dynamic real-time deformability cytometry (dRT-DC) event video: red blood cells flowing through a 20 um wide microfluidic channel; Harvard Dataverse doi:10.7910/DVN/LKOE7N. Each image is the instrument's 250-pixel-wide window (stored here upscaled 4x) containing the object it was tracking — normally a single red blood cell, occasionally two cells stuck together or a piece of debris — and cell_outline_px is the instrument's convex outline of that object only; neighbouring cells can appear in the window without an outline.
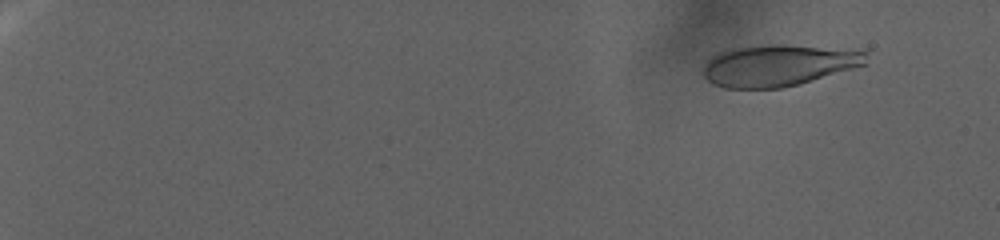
{"species": "human", "species_latin": "Homo sapiens", "temperature_condition": "warm", "stored_images_in_passage": 114, "camera_frame_rate_fps": 3000, "um_per_image_px": 0.085, "donor": {"sex": "female"}, "frame": {"image": 1, "passage_image": 12, "time_ms": 3.667, "image_size_px": [1000, 240], "cell_outline_px": [[868, 64], [800, 84], [780, 88], [724, 88], [712, 84], [704, 76], [704, 64], [712, 56], [728, 48], [764, 44], [784, 44], [868, 48]], "centroid_in_image_um": [66.3, 5.51], "position_along_channel_um": 18.7, "area_um2": 40.75}}
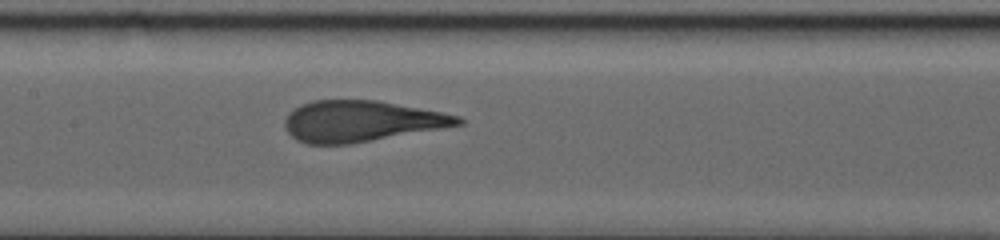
{"frame": {"image": 2, "passage_image": 66, "time_ms": 21.667, "image_size_px": [1000, 240], "cell_outline_px": [[464, 124], [352, 144], [308, 144], [296, 140], [288, 132], [284, 124], [284, 120], [288, 112], [300, 104], [312, 100], [376, 100], [440, 112], [460, 116], [464, 120]], "centroid_in_image_um": [30.66, 10.3], "position_along_channel_um": 176.7, "area_um2": 41.38}}
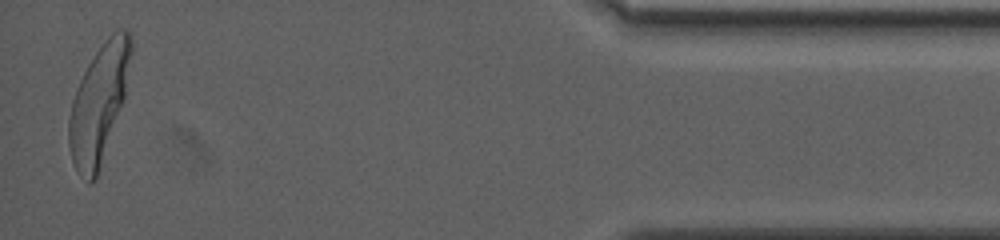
{"frame": {"image": 3, "passage_image": 112, "time_ms": 37.0, "image_size_px": [1000, 240], "cell_outline_px": [[132, 52], [124, 96], [96, 176], [92, 184], [88, 184], [80, 176], [72, 160], [68, 144], [68, 120], [72, 100], [80, 80], [88, 64], [100, 44], [116, 28], [128, 28], [132, 36]], "centroid_in_image_um": [8.39, 8.72], "position_along_channel_um": 426.8, "area_um2": 42.08}}